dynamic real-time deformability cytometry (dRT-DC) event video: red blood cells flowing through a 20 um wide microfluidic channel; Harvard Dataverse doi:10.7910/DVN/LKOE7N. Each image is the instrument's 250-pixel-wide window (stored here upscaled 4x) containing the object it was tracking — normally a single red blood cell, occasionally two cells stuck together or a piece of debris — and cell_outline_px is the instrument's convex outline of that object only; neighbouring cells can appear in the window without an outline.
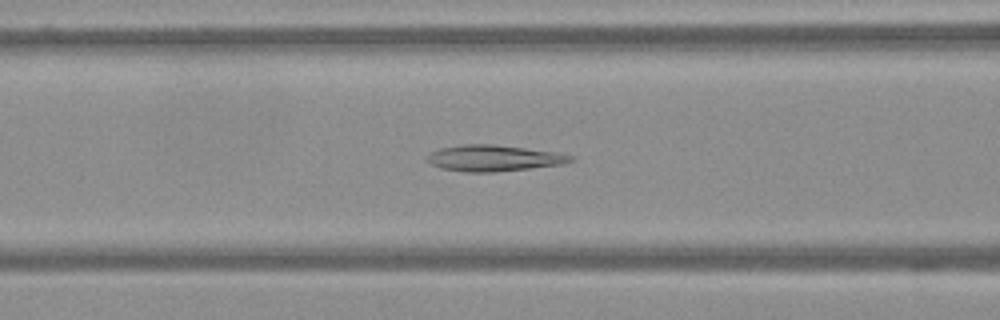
{"species": "Egyptian fruit bat (a non-hibernating species)", "species_latin": "Rousettus aegyptiacus", "temperature_condition": "warm", "stored_images_in_passage": 42, "camera_frame_rate_fps": 3000, "um_per_image_px": 0.085, "frame": {"image": 1, "passage_image": 6, "time_ms": 1.667, "image_size_px": [1000, 320], "cell_outline_px": [[572, 160], [564, 164], [496, 172], [468, 172], [440, 168], [428, 164], [424, 160], [432, 152], [440, 148], [464, 144], [496, 144], [556, 152], [572, 156]], "centroid_in_image_um": [41.92, 13.44], "position_along_channel_um": 124.7, "area_um2": 21.91}}
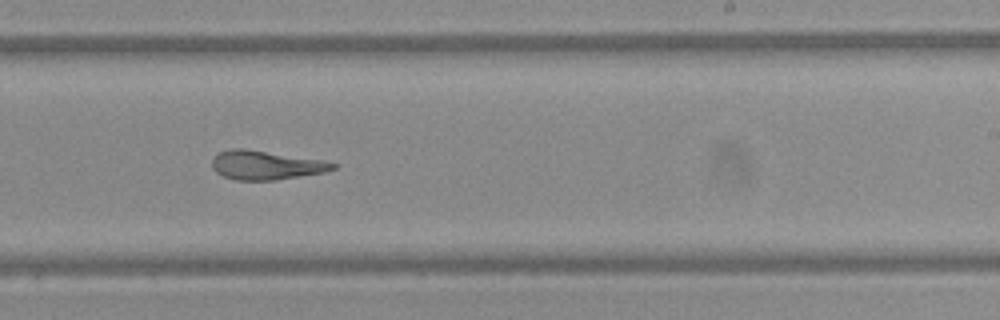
{"frame": {"image": 2, "passage_image": 19, "time_ms": 6.0, "image_size_px": [1000, 320], "cell_outline_px": [[336, 168], [324, 172], [276, 180], [236, 180], [224, 176], [216, 172], [212, 168], [212, 160], [220, 152], [232, 148], [244, 148], [324, 160], [336, 164]], "centroid_in_image_um": [22.6, 14.03], "position_along_channel_um": 266.4, "area_um2": 20.29}}
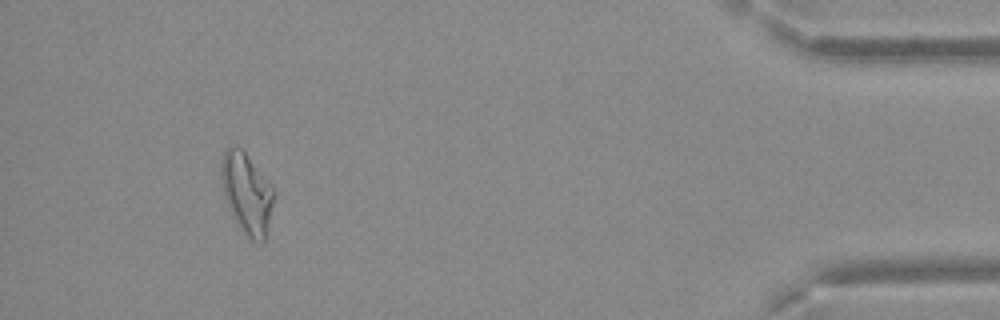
{"frame": {"image": 3, "passage_image": 38, "time_ms": 12.333, "image_size_px": [1000, 320], "cell_outline_px": [[272, 204], [264, 244], [260, 244], [252, 240], [240, 228], [232, 216], [228, 208], [224, 196], [220, 176], [220, 164], [224, 152], [232, 144], [236, 144], [244, 152], [272, 184]], "centroid_in_image_um": [20.94, 16.41], "position_along_channel_um": 414.3, "area_um2": 24.62}}